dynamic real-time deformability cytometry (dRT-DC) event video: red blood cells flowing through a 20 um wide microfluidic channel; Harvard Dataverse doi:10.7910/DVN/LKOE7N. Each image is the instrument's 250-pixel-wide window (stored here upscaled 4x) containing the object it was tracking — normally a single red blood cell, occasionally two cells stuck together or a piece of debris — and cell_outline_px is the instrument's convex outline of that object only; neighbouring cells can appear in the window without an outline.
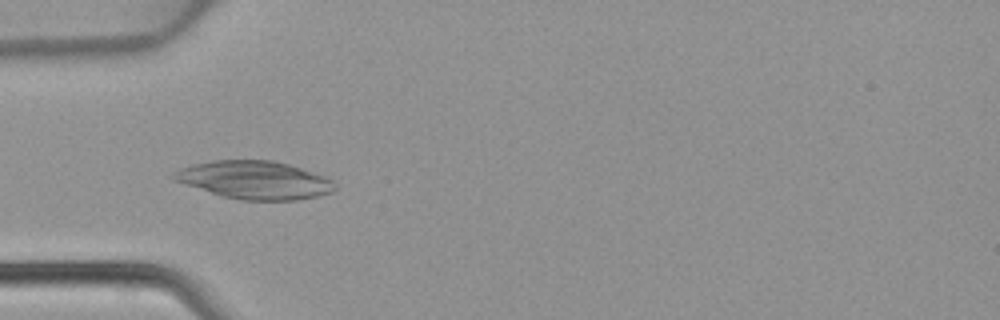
{"species": "common noctule bat (a hibernating species)", "species_latin": "Nyctalus noctula", "temperature_condition": "warm", "stored_images_in_passage": 46, "camera_frame_rate_fps": 3000, "um_per_image_px": 0.085, "animal": {"sex": "female", "body_mass_g": 22.7, "forearm_length_mm": 54.2}, "frame": {"image": 1, "passage_image": 15, "time_ms": 4.667, "image_size_px": [1000, 320], "cell_outline_px": [[336, 188], [332, 192], [320, 196], [296, 200], [240, 200], [224, 196], [184, 184], [172, 180], [168, 176], [172, 172], [180, 168], [192, 164], [212, 160], [272, 160], [288, 164], [328, 176], [336, 184]], "centroid_in_image_um": [21.64, 15.29], "position_along_channel_um": 63.4, "area_um2": 36.01}}
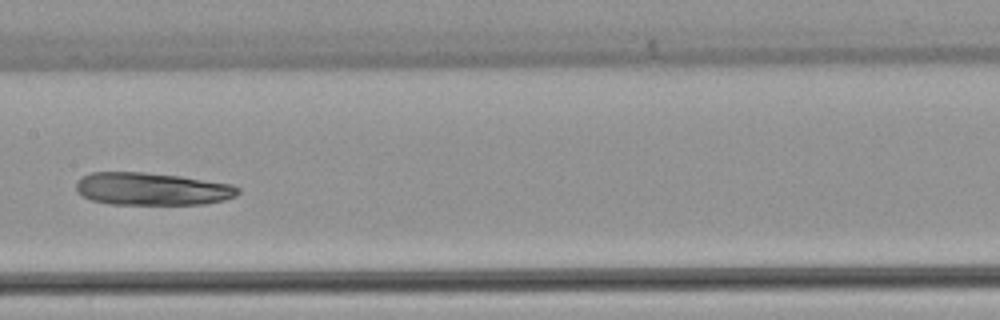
{"frame": {"image": 2, "passage_image": 24, "time_ms": 7.667, "image_size_px": [1000, 320], "cell_outline_px": [[240, 192], [236, 196], [224, 200], [204, 204], [108, 204], [92, 200], [76, 192], [76, 180], [80, 176], [92, 172], [144, 172], [180, 176], [232, 184], [240, 188]], "centroid_in_image_um": [12.9, 16.05], "position_along_channel_um": 194.5, "area_um2": 30.98}}
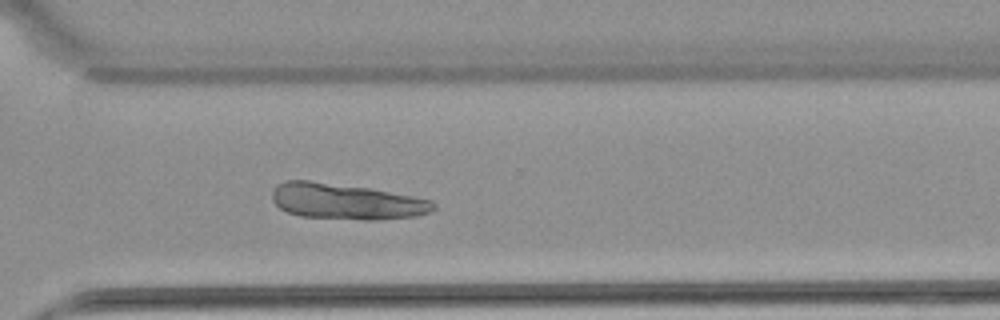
{"frame": {"image": 3, "passage_image": 34, "time_ms": 11.0, "image_size_px": [1000, 320], "cell_outline_px": [[436, 208], [428, 212], [416, 216], [376, 220], [364, 220], [300, 216], [288, 212], [280, 208], [272, 200], [272, 192], [276, 184], [284, 180], [308, 180], [368, 188], [412, 196], [432, 200], [436, 204]], "centroid_in_image_um": [29.4, 17.12], "position_along_channel_um": 341.2, "area_um2": 33.64}}